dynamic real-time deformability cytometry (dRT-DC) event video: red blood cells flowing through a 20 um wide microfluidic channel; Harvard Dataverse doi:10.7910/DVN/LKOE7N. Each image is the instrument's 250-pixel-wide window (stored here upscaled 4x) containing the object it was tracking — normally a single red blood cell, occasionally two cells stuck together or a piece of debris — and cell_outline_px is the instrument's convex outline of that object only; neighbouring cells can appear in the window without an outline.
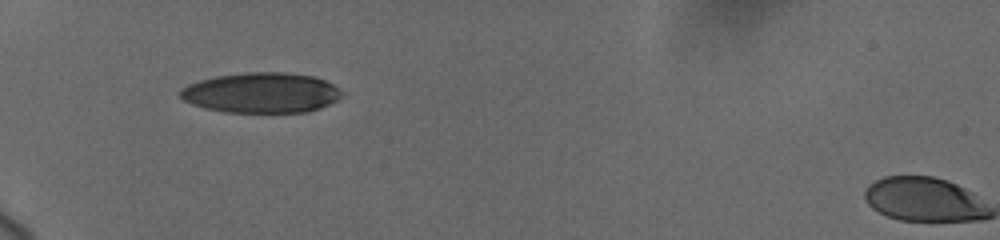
{"species": "human", "species_latin": "Homo sapiens", "temperature_condition": "cold", "stored_images_in_passage": 10, "camera_frame_rate_fps": 3000, "um_per_image_px": 0.085, "donor": {"sex": "female"}, "frame": {"image": 1, "passage_image": 1, "time_ms": 0.0, "image_size_px": [1000, 240], "cell_outline_px": [[344, 96], [320, 108], [308, 112], [224, 112], [204, 108], [192, 104], [184, 100], [180, 96], [180, 88], [188, 84], [200, 80], [216, 76], [248, 72], [288, 72], [312, 76], [324, 80], [332, 84], [344, 92]], "centroid_in_image_um": [22.22, 7.88], "position_along_channel_um": 62.8, "area_um2": 38.03}}
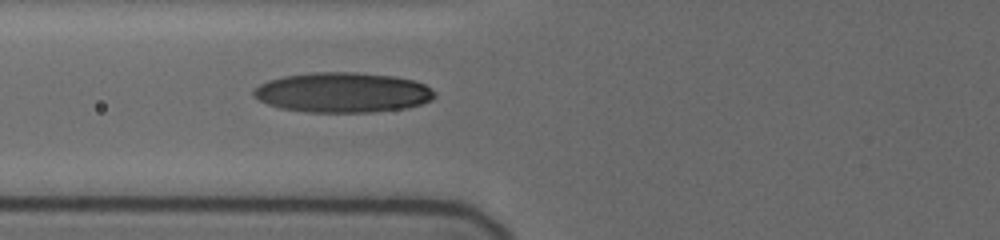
{"frame": {"image": 2, "passage_image": 7, "time_ms": 1.333, "image_size_px": [1000, 240], "cell_outline_px": [[436, 96], [432, 100], [420, 104], [404, 108], [372, 112], [308, 112], [280, 108], [268, 104], [252, 96], [252, 88], [268, 80], [284, 76], [312, 72], [356, 72], [396, 76], [416, 80], [424, 84], [436, 92]], "centroid_in_image_um": [29.13, 7.85], "position_along_channel_um": 96.7, "area_um2": 42.54}}